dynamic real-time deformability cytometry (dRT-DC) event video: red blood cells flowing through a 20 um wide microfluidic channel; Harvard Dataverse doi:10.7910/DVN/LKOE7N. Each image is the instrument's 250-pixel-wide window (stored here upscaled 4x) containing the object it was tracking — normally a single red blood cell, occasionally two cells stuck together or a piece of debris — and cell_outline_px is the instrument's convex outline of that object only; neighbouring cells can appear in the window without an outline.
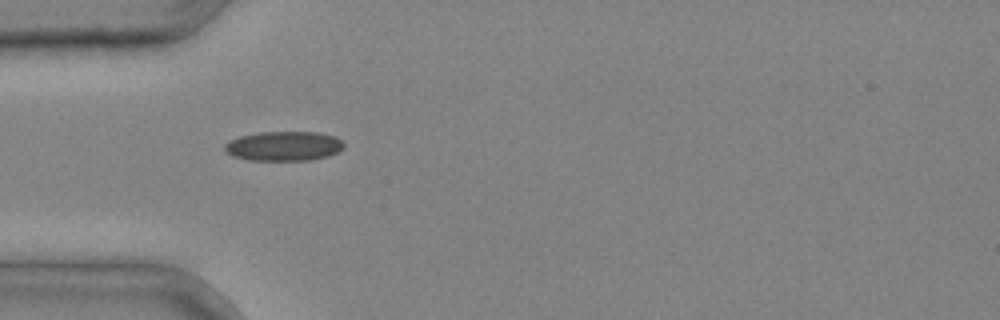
{"species": "common noctule bat (a hibernating species)", "species_latin": "Nyctalus noctula", "temperature_condition": "cold", "stored_images_in_passage": 5, "camera_frame_rate_fps": 3000, "um_per_image_px": 0.085, "animal": {"sex": "male", "body_mass_g": 20.4}, "frame": {"image": 1, "passage_image": 4, "time_ms": 1.0, "image_size_px": [1000, 320], "cell_outline_px": [[344, 148], [328, 156], [308, 160], [248, 160], [232, 156], [224, 152], [224, 144], [228, 140], [240, 136], [260, 132], [316, 132], [336, 136], [344, 144]], "centroid_in_image_um": [24.08, 12.41], "position_along_channel_um": 60.9, "area_um2": 20.63}}